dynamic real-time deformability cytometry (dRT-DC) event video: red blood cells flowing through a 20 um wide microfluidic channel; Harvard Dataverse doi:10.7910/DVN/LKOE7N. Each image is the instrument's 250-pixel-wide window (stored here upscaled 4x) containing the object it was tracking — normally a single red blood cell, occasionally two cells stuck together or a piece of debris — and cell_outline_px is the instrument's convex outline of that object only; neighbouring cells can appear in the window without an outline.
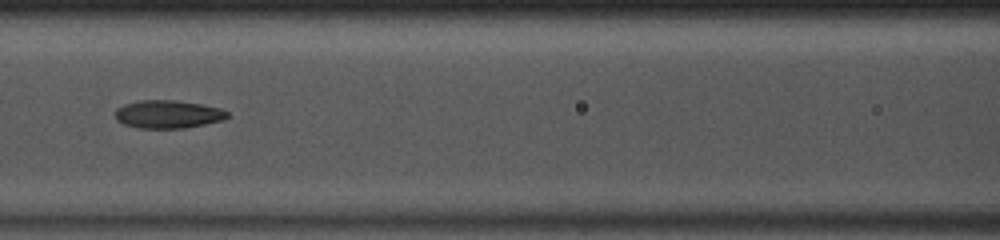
{"species": "common noctule bat (a hibernating species)", "species_latin": "Nyctalus noctula", "temperature_condition": "room temperature", "stored_images_in_passage": 33, "camera_frame_rate_fps": 3000, "um_per_image_px": 0.085, "animal": {"sex": "male", "body_mass_g": 13.0, "forearm_length_mm": 53.1}, "frame": {"image": 1, "passage_image": 10, "time_ms": 3.0, "image_size_px": [1000, 240], "cell_outline_px": [[228, 116], [224, 120], [184, 128], [136, 128], [124, 124], [116, 120], [116, 108], [124, 104], [140, 100], [176, 100], [200, 104], [220, 108], [228, 112]], "centroid_in_image_um": [14.26, 9.71], "position_along_channel_um": 152.3, "area_um2": 18.32}}
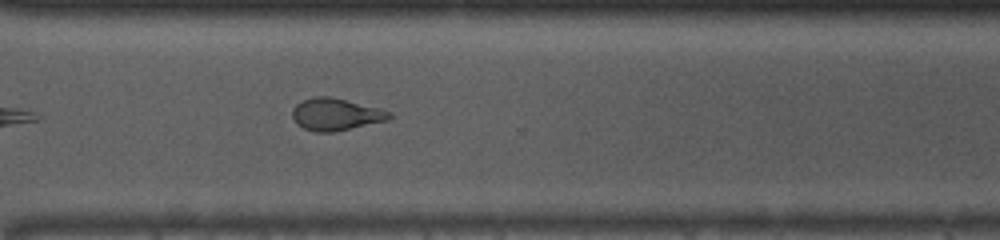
{"frame": {"image": 2, "passage_image": 24, "time_ms": 7.667, "image_size_px": [1000, 240], "cell_outline_px": [[392, 116], [388, 120], [332, 132], [316, 132], [304, 128], [296, 124], [292, 116], [292, 108], [296, 104], [304, 100], [316, 96], [328, 96], [380, 108], [392, 112]], "centroid_in_image_um": [28.53, 9.72], "position_along_channel_um": 342.1, "area_um2": 18.03}, "authors_computed_cell_mechanics": {"area_um2": 18.3226, "velocity_mm_per_s": 4.0744, "shape_relaxation_time_tau1_ms": null, "shape_relaxation_time_tau2_ms": 1.555, "deformation_change_tau1": null, "deformation_change_tau2": 0.0904}}